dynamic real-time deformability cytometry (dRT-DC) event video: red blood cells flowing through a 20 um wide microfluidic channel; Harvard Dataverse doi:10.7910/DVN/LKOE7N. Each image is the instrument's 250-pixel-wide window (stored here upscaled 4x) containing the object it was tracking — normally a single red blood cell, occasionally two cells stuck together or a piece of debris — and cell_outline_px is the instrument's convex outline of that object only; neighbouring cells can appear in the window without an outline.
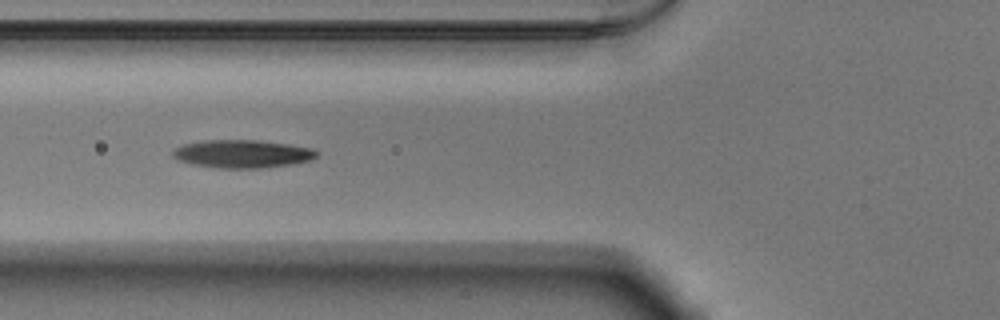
{"species": "Egyptian fruit bat (a non-hibernating species)", "species_latin": "Rousettus aegyptiacus", "temperature_condition": "warm", "stored_images_in_passage": 13, "camera_frame_rate_fps": 3000, "um_per_image_px": 0.085, "animal": {"sex": "male"}, "frame": {"image": 1, "passage_image": 6, "time_ms": 1.667, "image_size_px": [1000, 320], "cell_outline_px": [[320, 152], [312, 160], [292, 164], [260, 168], [216, 168], [192, 164], [180, 160], [172, 156], [172, 152], [176, 148], [184, 144], [204, 140], [256, 140], [288, 144], [312, 148]], "centroid_in_image_um": [20.62, 13.08], "position_along_channel_um": 105.2, "area_um2": 23.47}}